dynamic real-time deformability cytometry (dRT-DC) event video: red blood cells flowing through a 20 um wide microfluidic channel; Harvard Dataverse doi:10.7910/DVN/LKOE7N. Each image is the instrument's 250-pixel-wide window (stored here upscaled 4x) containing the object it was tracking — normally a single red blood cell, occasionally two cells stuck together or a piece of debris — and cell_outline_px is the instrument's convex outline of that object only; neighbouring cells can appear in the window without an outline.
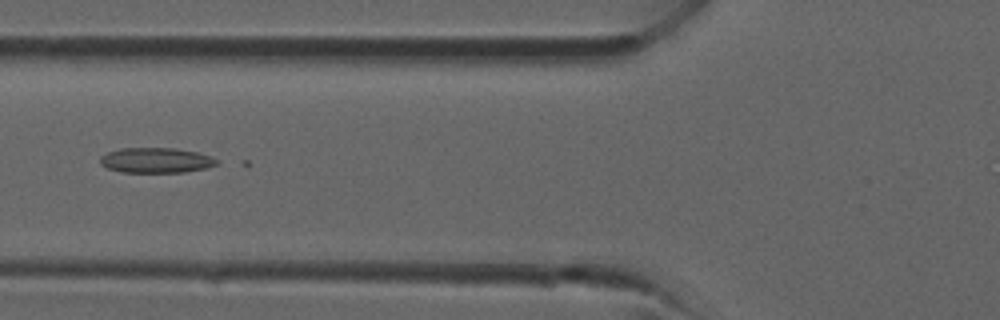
{"species": "common noctule bat (a hibernating species)", "species_latin": "Nyctalus noctula", "temperature_condition": "room temperature", "stored_images_in_passage": 33, "camera_frame_rate_fps": 3000, "um_per_image_px": 0.085, "animal": {"sex": "male", "forearm_length_mm": 52.5}, "frame": {"image": 1, "passage_image": 13, "time_ms": 4.0, "image_size_px": [1000, 320], "cell_outline_px": [[220, 164], [208, 168], [184, 172], [124, 172], [108, 168], [100, 164], [100, 156], [108, 152], [120, 148], [176, 148], [196, 152], [212, 156], [220, 160]], "centroid_in_image_um": [13.32, 13.62], "position_along_channel_um": 112.5, "area_um2": 17.28}}